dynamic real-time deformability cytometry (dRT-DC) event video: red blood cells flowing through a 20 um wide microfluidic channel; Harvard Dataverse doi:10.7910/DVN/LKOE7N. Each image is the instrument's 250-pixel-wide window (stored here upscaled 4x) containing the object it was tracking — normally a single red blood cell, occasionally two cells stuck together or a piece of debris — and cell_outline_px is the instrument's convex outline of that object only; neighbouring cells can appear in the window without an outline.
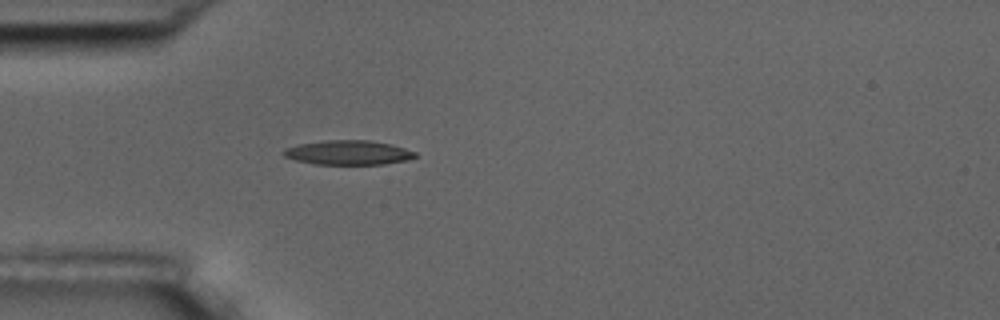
{"species": "common noctule bat (a hibernating species)", "species_latin": "Nyctalus noctula", "temperature_condition": "room temperature", "stored_images_in_passage": 1, "camera_frame_rate_fps": 3000, "um_per_image_px": 0.085, "animal": {"sex": "male", "body_mass_g": 17.5, "forearm_length_mm": 52.3}, "frame": {"image": 1, "passage_image": 1, "time_ms": 0.0, "image_size_px": [1000, 320], "cell_outline_px": [[416, 156], [404, 160], [384, 164], [316, 164], [296, 160], [284, 156], [280, 152], [284, 148], [300, 144], [328, 140], [368, 140], [388, 144], [404, 148], [416, 152]], "centroid_in_image_um": [29.55, 12.97], "position_along_channel_um": 55.5, "area_um2": 18.44}}